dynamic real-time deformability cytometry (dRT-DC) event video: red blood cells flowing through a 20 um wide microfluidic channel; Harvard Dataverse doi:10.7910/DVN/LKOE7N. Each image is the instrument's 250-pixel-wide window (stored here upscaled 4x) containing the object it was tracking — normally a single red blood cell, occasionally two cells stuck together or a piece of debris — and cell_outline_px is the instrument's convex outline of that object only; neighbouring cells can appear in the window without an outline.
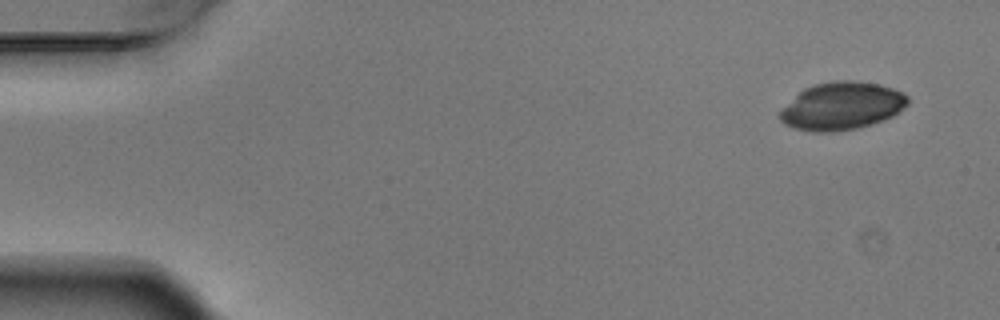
{"species": "Egyptian fruit bat (a non-hibernating species)", "species_latin": "Rousettus aegyptiacus", "temperature_condition": "warm", "stored_images_in_passage": 5, "camera_frame_rate_fps": 3000, "um_per_image_px": 0.085, "animal": {"sex": "male"}, "frame": {"image": 1, "passage_image": 1, "time_ms": 0.0, "image_size_px": [1000, 320], "cell_outline_px": [[908, 104], [892, 116], [856, 128], [836, 132], [812, 132], [796, 128], [784, 124], [780, 120], [780, 112], [804, 88], [816, 84], [836, 80], [856, 80], [880, 84], [904, 92], [908, 96]], "centroid_in_image_um": [71.58, 9.0], "position_along_channel_um": 13.4, "area_um2": 35.2}}